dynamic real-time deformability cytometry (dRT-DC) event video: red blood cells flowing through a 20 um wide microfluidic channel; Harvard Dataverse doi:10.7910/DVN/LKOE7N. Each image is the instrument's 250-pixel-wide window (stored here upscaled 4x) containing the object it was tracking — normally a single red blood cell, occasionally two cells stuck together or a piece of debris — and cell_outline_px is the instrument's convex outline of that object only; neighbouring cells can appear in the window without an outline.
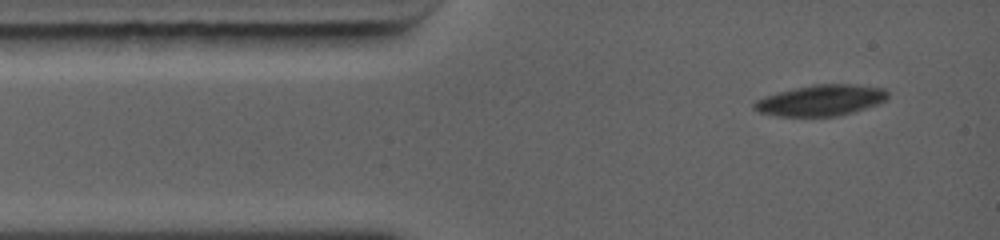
{"species": "common noctule bat (a hibernating species)", "species_latin": "Nyctalus noctula", "temperature_condition": "warm", "stored_images_in_passage": 25, "camera_frame_rate_fps": 5000, "um_per_image_px": 0.085, "animal": {"sex": "female", "body_mass_g": 19.0, "forearm_length_mm": 56.7}, "frame": {"image": 1, "passage_image": 1, "time_ms": 0.0, "image_size_px": [1000, 240], "cell_outline_px": [[888, 96], [884, 100], [876, 104], [852, 112], [836, 116], [776, 116], [760, 112], [752, 108], [752, 104], [756, 100], [780, 92], [796, 88], [816, 84], [852, 84], [884, 88], [888, 92]], "centroid_in_image_um": [69.77, 8.53], "position_along_channel_um": 15.2, "area_um2": 23.7}}
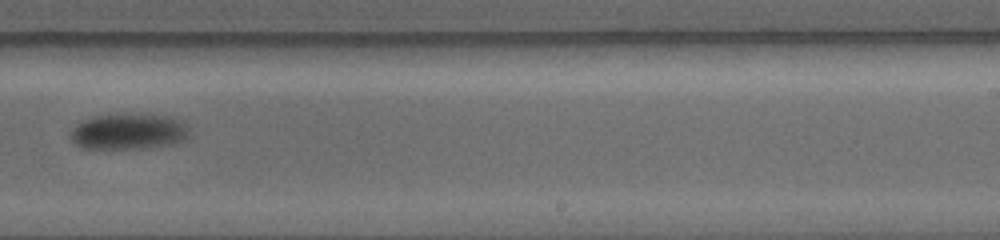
{"frame": {"image": 2, "passage_image": 8, "time_ms": 7.2, "image_size_px": [1000, 240], "cell_outline_px": [[184, 136], [176, 144], [148, 148], [84, 148], [76, 144], [72, 140], [72, 132], [84, 120], [92, 116], [116, 112], [128, 112], [180, 116], [184, 124]], "centroid_in_image_um": [10.95, 11.12], "position_along_channel_um": 278.0, "area_um2": 25.09}}
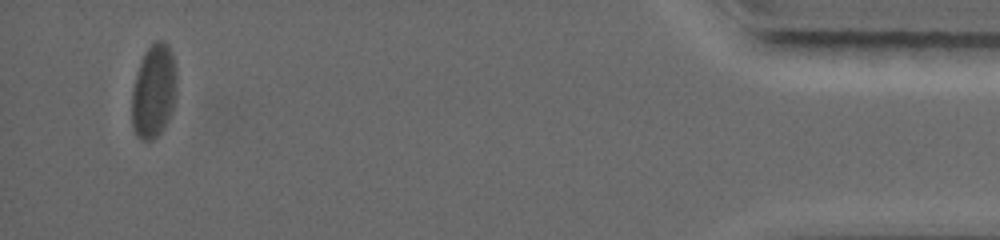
{"frame": {"image": 3, "passage_image": 22, "time_ms": 13.0, "image_size_px": [1000, 240], "cell_outline_px": [[176, 96], [168, 120], [164, 128], [152, 140], [140, 140], [136, 136], [132, 128], [132, 92], [136, 76], [144, 52], [156, 40], [164, 40], [168, 44], [172, 52], [176, 68]], "centroid_in_image_um": [13.07, 7.75], "position_along_channel_um": 422.1, "area_um2": 24.62}, "authors_computed_cell_mechanics": {"area_um2": 24.4494, "velocity_mm_per_s": 4.2814, "shape_relaxation_time_tau1_ms": 3.3884, "shape_relaxation_time_tau2_ms": null, "deformation_change_tau1": 0.0987, "deformation_change_tau2": null}}